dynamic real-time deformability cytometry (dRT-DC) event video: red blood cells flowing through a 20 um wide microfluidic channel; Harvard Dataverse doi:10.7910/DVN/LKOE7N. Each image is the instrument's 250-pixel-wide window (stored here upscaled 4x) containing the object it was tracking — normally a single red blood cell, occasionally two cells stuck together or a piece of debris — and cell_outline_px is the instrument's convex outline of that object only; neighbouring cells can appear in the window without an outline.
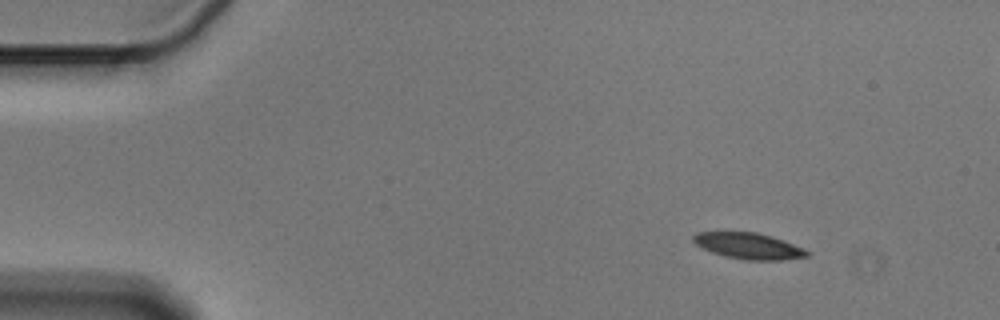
{"species": "Egyptian fruit bat (a non-hibernating species)", "species_latin": "Rousettus aegyptiacus", "temperature_condition": "cold", "stored_images_in_passage": 4, "camera_frame_rate_fps": 3000, "um_per_image_px": 0.085, "animal": {"sex": "male"}, "frame": {"image": 1, "passage_image": 1, "time_ms": 0.0, "image_size_px": [1000, 320], "cell_outline_px": [[808, 256], [784, 260], [744, 260], [724, 256], [712, 252], [696, 244], [692, 240], [692, 236], [696, 232], [756, 232], [772, 236], [784, 240], [804, 248], [808, 252]], "centroid_in_image_um": [63.64, 20.9], "position_along_channel_um": 21.4, "area_um2": 17.34}}